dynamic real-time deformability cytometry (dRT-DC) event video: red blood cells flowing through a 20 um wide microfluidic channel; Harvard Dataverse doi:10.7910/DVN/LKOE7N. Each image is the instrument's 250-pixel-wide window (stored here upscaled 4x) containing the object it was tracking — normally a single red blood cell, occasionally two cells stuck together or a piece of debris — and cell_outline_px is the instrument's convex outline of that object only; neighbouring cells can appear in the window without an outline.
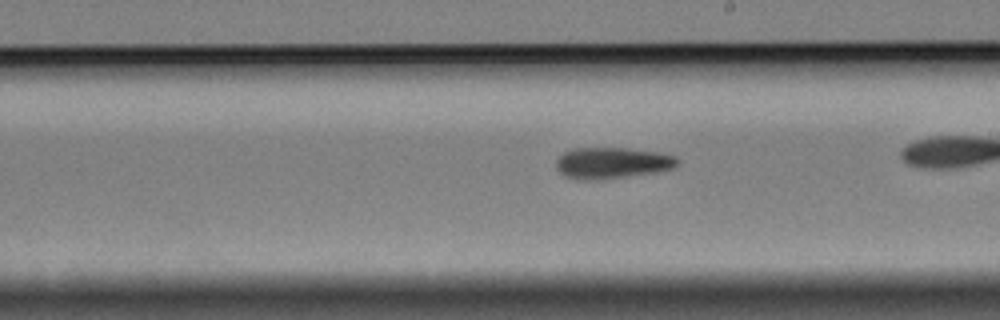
{"species": "Egyptian fruit bat (a non-hibernating species)", "species_latin": "Rousettus aegyptiacus", "temperature_condition": "cold", "stored_images_in_passage": 32, "camera_frame_rate_fps": 3000, "um_per_image_px": 0.085, "animal": {"sex": "female"}, "frame": {"image": 1, "passage_image": 19, "time_ms": 6.0, "image_size_px": [1000, 320], "cell_outline_px": [[680, 160], [672, 168], [652, 172], [624, 176], [584, 180], [580, 180], [564, 176], [556, 168], [556, 160], [564, 152], [576, 148], [624, 148], [656, 152], [676, 156]], "centroid_in_image_um": [51.98, 13.83], "position_along_channel_um": 237.0, "area_um2": 21.56}}